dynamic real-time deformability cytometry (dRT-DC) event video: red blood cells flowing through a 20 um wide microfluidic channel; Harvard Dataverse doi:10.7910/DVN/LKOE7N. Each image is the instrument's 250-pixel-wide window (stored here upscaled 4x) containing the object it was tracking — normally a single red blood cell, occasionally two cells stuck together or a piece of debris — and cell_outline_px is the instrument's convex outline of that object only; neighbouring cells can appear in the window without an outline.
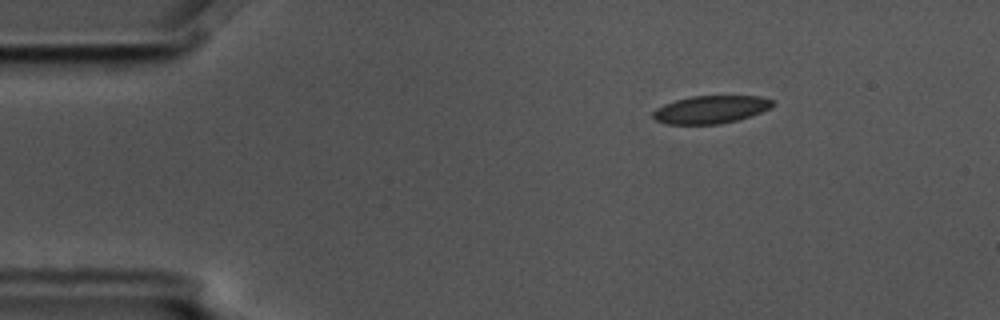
{"species": "common noctule bat (a hibernating species)", "species_latin": "Nyctalus noctula", "temperature_condition": "cold", "stored_images_in_passage": 9, "camera_frame_rate_fps": 3000, "um_per_image_px": 0.085, "animal": {"sex": "male", "body_mass_g": 17.5, "forearm_length_mm": 52.3}, "frame": {"image": 1, "passage_image": 3, "time_ms": 0.667, "image_size_px": [1000, 320], "cell_outline_px": [[776, 104], [772, 108], [752, 116], [720, 124], [664, 124], [656, 120], [652, 116], [652, 112], [656, 108], [664, 104], [676, 100], [692, 96], [760, 96], [776, 100]], "centroid_in_image_um": [60.47, 9.31], "position_along_channel_um": 24.5, "area_um2": 19.65}}